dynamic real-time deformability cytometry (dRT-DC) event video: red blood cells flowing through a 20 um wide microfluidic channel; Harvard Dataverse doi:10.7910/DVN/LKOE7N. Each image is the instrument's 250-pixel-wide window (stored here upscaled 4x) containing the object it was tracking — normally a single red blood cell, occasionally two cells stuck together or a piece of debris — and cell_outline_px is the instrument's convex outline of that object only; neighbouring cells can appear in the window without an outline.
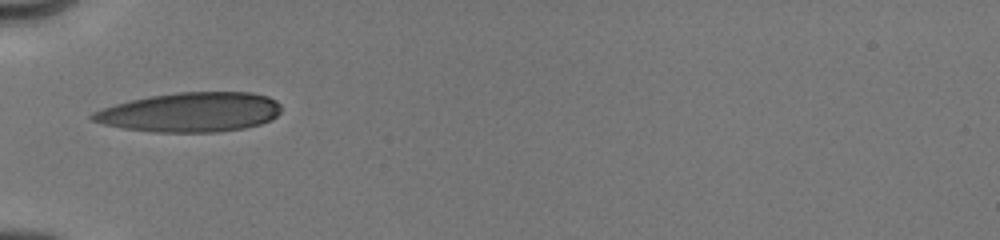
{"species": "human", "species_latin": "Homo sapiens", "temperature_condition": "cold", "stored_images_in_passage": 48, "camera_frame_rate_fps": 3000, "um_per_image_px": 0.085, "donor": {"sex": "male"}, "frame": {"image": 1, "passage_image": 1, "time_ms": 0.0, "image_size_px": [1000, 240], "cell_outline_px": [[280, 112], [272, 120], [260, 124], [244, 128], [216, 132], [156, 132], [124, 128], [104, 124], [92, 120], [88, 116], [92, 112], [116, 104], [132, 100], [152, 96], [180, 92], [252, 92], [268, 96], [276, 100], [280, 104]], "centroid_in_image_um": [16.22, 9.54], "position_along_channel_um": 68.8, "area_um2": 43.29}}
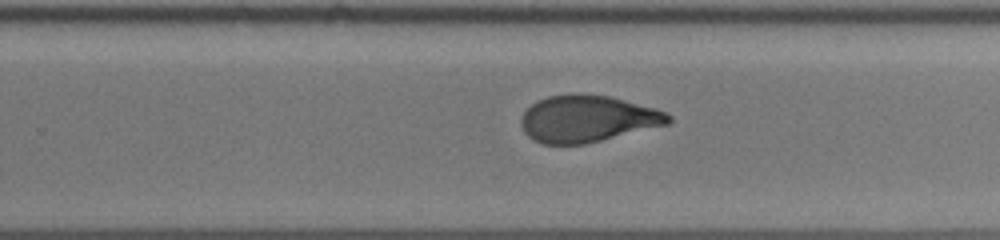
{"frame": {"image": 2, "passage_image": 25, "time_ms": 5.333, "image_size_px": [1000, 240], "cell_outline_px": [[672, 120], [668, 124], [584, 144], [540, 144], [532, 140], [524, 132], [520, 124], [520, 120], [524, 112], [536, 100], [548, 96], [572, 92], [580, 92], [608, 96], [656, 108], [672, 116]], "centroid_in_image_um": [49.89, 10.08], "position_along_channel_um": 279.9, "area_um2": 40.4}}
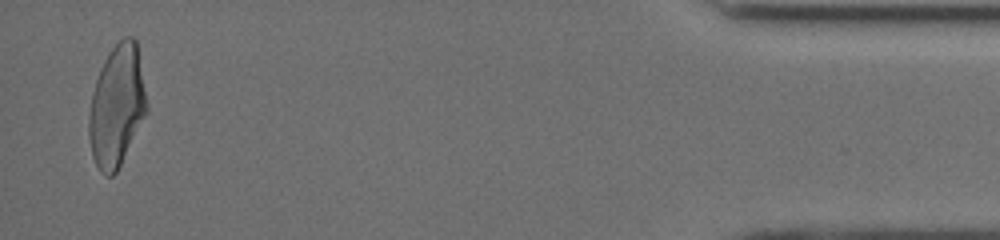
{"frame": {"image": 3, "passage_image": 48, "time_ms": 10.667, "image_size_px": [1000, 240], "cell_outline_px": [[148, 108], [116, 172], [112, 176], [104, 176], [100, 172], [92, 156], [88, 136], [88, 120], [92, 92], [100, 68], [108, 52], [124, 36], [132, 36], [136, 40], [148, 104]], "centroid_in_image_um": [9.91, 8.99], "position_along_channel_um": 425.3, "area_um2": 40.63}, "authors_computed_cell_mechanics": {"area_um2": 40.9224, "velocity_mm_per_s": 4.0306, "shape_relaxation_time_tau1_ms": 5.0548, "shape_relaxation_time_tau2_ms": 1.2769, "deformation_change_tau1": 0.202, "deformation_change_tau2": 0.0807}}